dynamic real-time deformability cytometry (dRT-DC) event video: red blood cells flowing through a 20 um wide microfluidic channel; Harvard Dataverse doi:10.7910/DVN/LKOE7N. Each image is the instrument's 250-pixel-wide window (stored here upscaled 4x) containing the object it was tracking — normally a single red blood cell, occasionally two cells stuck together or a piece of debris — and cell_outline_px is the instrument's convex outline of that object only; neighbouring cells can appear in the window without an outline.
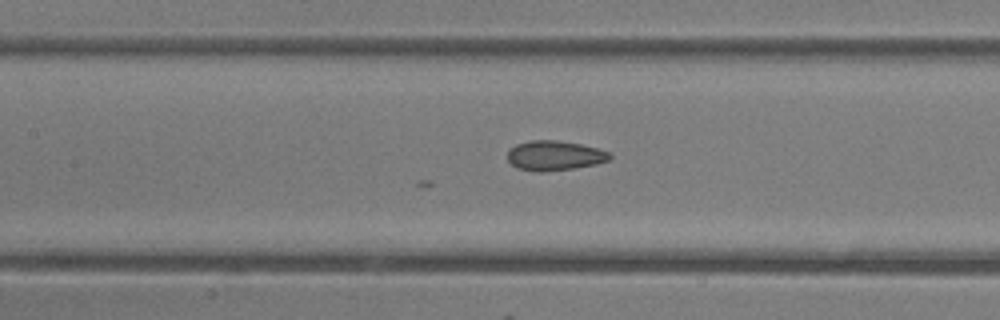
{"species": "common noctule bat (a hibernating species)", "species_latin": "Nyctalus noctula", "temperature_condition": "room temperature", "stored_images_in_passage": 34, "camera_frame_rate_fps": 3000, "um_per_image_px": 0.085, "animal": {"sex": "female"}, "frame": {"image": 1, "passage_image": 7, "time_ms": 2.0, "image_size_px": [1000, 320], "cell_outline_px": [[612, 156], [608, 160], [596, 164], [572, 168], [540, 172], [516, 168], [508, 160], [508, 148], [516, 144], [532, 140], [556, 140], [580, 144], [596, 148], [608, 152]], "centroid_in_image_um": [47.09, 13.22], "position_along_channel_um": 160.3, "area_um2": 17.57}}
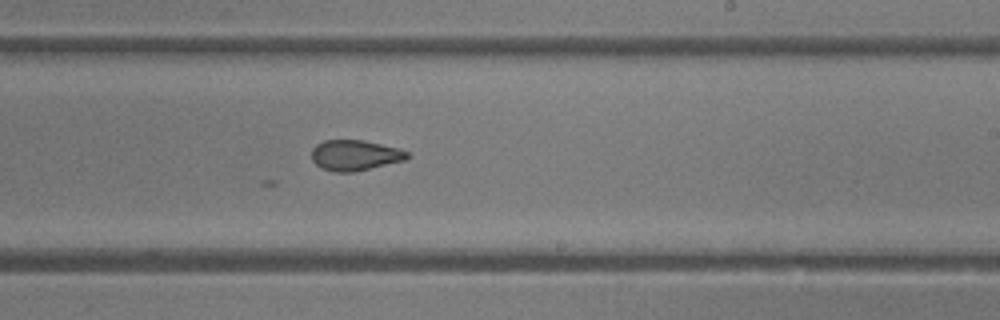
{"frame": {"image": 2, "passage_image": 14, "time_ms": 4.333, "image_size_px": [1000, 320], "cell_outline_px": [[412, 156], [404, 160], [352, 172], [336, 172], [320, 168], [312, 160], [312, 148], [316, 144], [324, 140], [364, 140], [400, 148], [408, 152]], "centroid_in_image_um": [30.17, 13.18], "position_along_channel_um": 258.8, "area_um2": 17.05}}
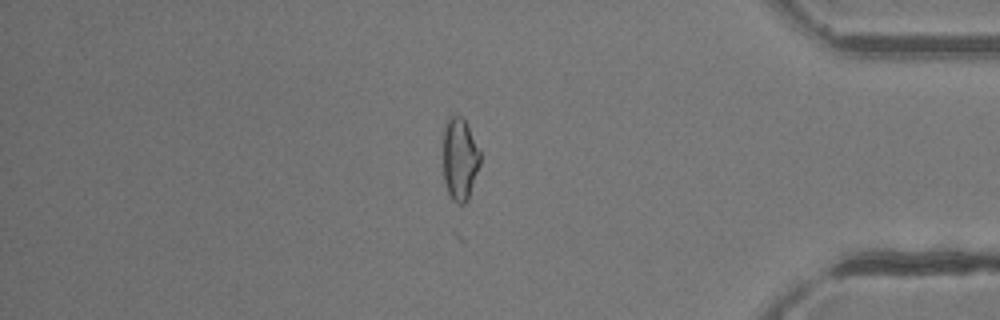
{"frame": {"image": 3, "passage_image": 26, "time_ms": 8.333, "image_size_px": [1000, 320], "cell_outline_px": [[480, 164], [468, 200], [464, 204], [456, 204], [452, 200], [444, 184], [440, 144], [440, 140], [444, 128], [452, 112], [460, 116], [464, 120], [480, 152]], "centroid_in_image_um": [39.01, 13.52], "position_along_channel_um": 396.2, "area_um2": 18.55}}